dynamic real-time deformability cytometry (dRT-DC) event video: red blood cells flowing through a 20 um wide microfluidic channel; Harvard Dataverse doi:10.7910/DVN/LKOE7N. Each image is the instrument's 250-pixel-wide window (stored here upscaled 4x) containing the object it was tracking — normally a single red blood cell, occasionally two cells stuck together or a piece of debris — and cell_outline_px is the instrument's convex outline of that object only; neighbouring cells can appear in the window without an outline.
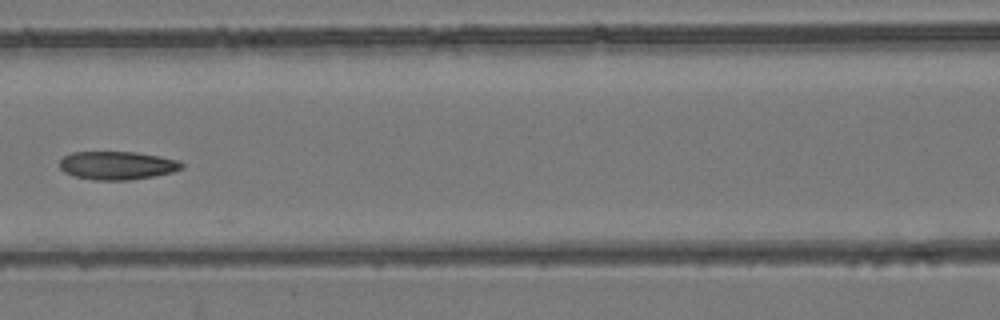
{"species": "common noctule bat (a hibernating species)", "species_latin": "Nyctalus noctula", "temperature_condition": "room temperature", "stored_images_in_passage": 8, "camera_frame_rate_fps": 3000, "um_per_image_px": 0.085, "animal": {"sex": "female", "body_mass_g": 24.6, "forearm_length_mm": 56.2}, "frame": {"image": 1, "passage_image": 8, "time_ms": 8.0, "image_size_px": [1000, 320], "cell_outline_px": [[184, 168], [172, 172], [152, 176], [128, 180], [92, 180], [76, 176], [64, 172], [60, 168], [60, 160], [64, 156], [72, 152], [136, 152], [160, 156], [180, 160], [184, 164]], "centroid_in_image_um": [9.98, 14.06], "position_along_channel_um": 156.6, "area_um2": 20.17}}